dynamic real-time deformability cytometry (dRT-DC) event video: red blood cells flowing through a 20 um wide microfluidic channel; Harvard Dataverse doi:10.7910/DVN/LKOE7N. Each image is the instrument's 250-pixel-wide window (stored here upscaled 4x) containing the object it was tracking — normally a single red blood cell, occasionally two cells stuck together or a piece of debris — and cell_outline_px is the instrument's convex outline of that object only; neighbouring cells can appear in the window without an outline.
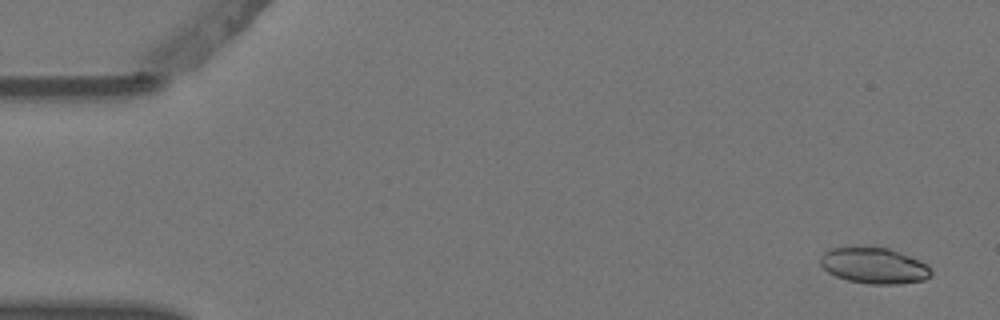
{"species": "Egyptian fruit bat (a non-hibernating species)", "species_latin": "Rousettus aegyptiacus", "temperature_condition": "warm", "stored_images_in_passage": 5, "camera_frame_rate_fps": 3000, "um_per_image_px": 0.085, "animal": {"sex": "female"}, "frame": {"image": 1, "passage_image": 1, "time_ms": 0.0, "image_size_px": [1000, 320], "cell_outline_px": [[932, 276], [924, 280], [900, 284], [868, 284], [848, 280], [836, 276], [828, 272], [820, 264], [820, 256], [824, 252], [832, 248], [888, 248], [920, 260], [932, 272]], "centroid_in_image_um": [74.3, 22.6], "position_along_channel_um": 10.7, "area_um2": 22.89}}
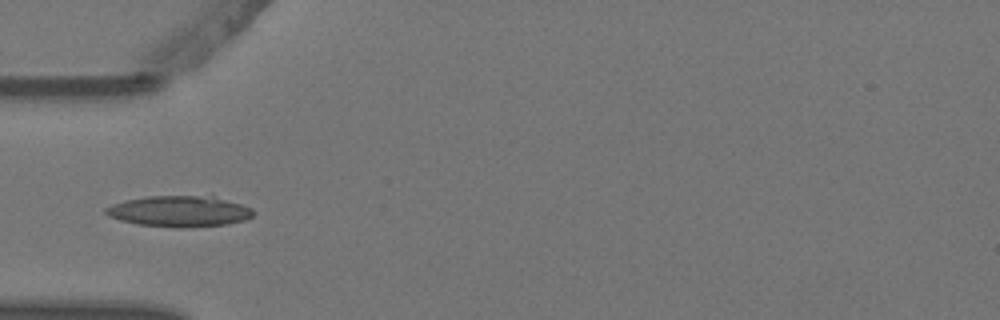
{"frame": {"image": 2, "passage_image": 5, "time_ms": 1.333, "image_size_px": [1000, 320], "cell_outline_px": [[256, 212], [252, 216], [244, 220], [228, 224], [136, 224], [120, 220], [108, 216], [104, 212], [104, 208], [112, 204], [128, 200], [148, 196], [212, 196], [240, 204], [252, 208]], "centroid_in_image_um": [15.23, 17.9], "position_along_channel_um": 69.8, "area_um2": 25.2}}